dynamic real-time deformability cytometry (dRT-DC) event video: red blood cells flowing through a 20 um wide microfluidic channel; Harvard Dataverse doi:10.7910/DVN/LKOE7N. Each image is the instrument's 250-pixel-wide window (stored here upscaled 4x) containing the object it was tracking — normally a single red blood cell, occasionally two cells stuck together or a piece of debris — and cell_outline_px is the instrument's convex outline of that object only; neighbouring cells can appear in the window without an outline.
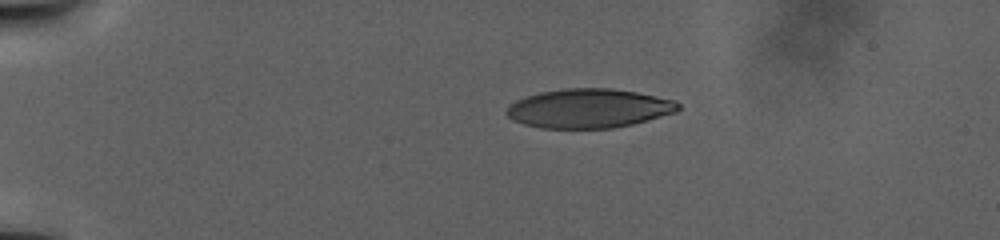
{"species": "human", "species_latin": "Homo sapiens", "temperature_condition": "warm", "stored_images_in_passage": 58, "camera_frame_rate_fps": 3000, "um_per_image_px": 0.085, "donor": {"sex": "male"}, "frame": {"image": 1, "passage_image": 1, "time_ms": 0.0, "image_size_px": [1000, 240], "cell_outline_px": [[680, 108], [676, 112], [632, 124], [612, 128], [540, 128], [524, 124], [512, 120], [504, 112], [508, 104], [516, 100], [540, 92], [564, 88], [612, 88], [636, 92], [676, 100], [680, 104]], "centroid_in_image_um": [50.03, 9.21], "position_along_channel_um": 35.0, "area_um2": 39.25}}
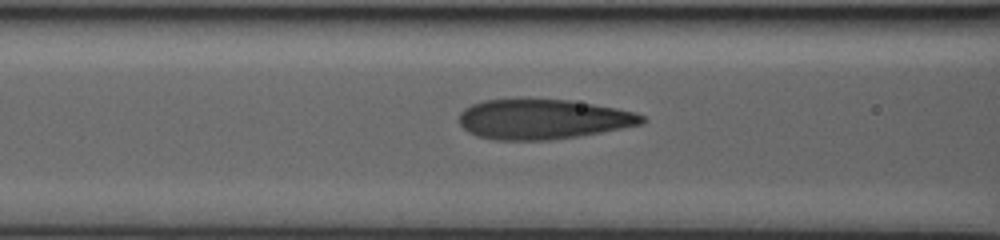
{"frame": {"image": 2, "passage_image": 36, "time_ms": 9.333, "image_size_px": [1000, 240], "cell_outline_px": [[648, 120], [644, 124], [580, 136], [548, 140], [496, 140], [476, 136], [468, 132], [460, 124], [460, 112], [464, 108], [472, 104], [484, 100], [524, 96], [568, 100], [616, 108], [636, 112], [644, 116]], "centroid_in_image_um": [46.13, 10.1], "position_along_channel_um": 120.5, "area_um2": 43.64}}
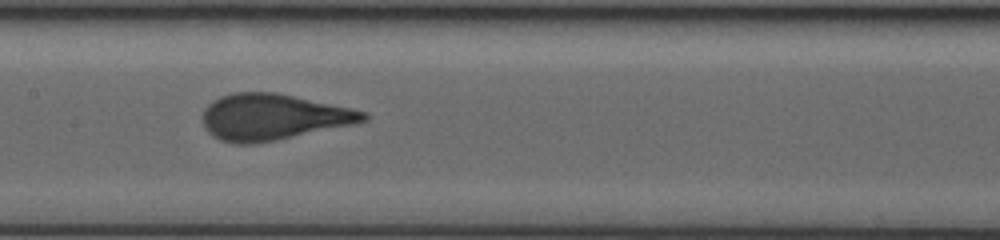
{"frame": {"image": 3, "passage_image": 57, "time_ms": 13.0, "image_size_px": [1000, 240], "cell_outline_px": [[368, 120], [356, 124], [276, 140], [252, 144], [236, 144], [220, 140], [212, 136], [204, 128], [204, 108], [212, 100], [220, 96], [236, 92], [276, 92], [352, 108], [368, 112]], "centroid_in_image_um": [23.22, 9.94], "position_along_channel_um": 184.2, "area_um2": 43.41}}